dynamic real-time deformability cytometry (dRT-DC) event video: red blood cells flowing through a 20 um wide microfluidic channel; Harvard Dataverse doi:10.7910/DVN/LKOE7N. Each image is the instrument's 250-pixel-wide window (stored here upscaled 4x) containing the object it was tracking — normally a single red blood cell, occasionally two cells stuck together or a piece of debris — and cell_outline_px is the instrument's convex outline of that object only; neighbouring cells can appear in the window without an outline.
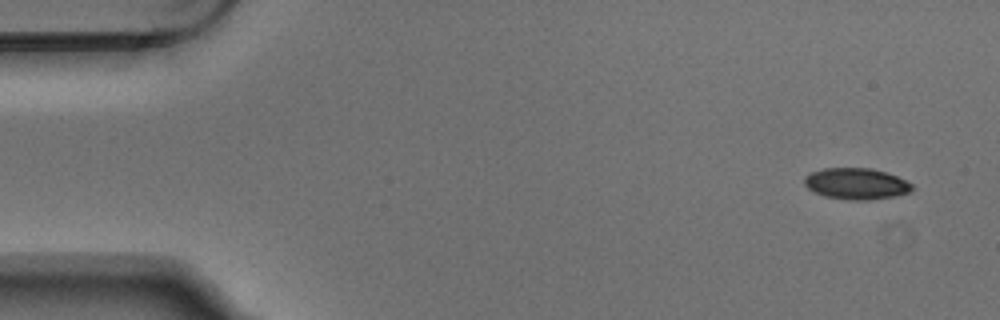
{"species": "Egyptian fruit bat (a non-hibernating species)", "species_latin": "Rousettus aegyptiacus", "temperature_condition": "warm", "stored_images_in_passage": 7, "camera_frame_rate_fps": 3000, "um_per_image_px": 0.085, "animal": {"sex": "male"}, "frame": {"image": 1, "passage_image": 1, "time_ms": 0.0, "image_size_px": [1000, 320], "cell_outline_px": [[912, 188], [908, 192], [896, 196], [868, 200], [848, 200], [824, 196], [808, 188], [804, 184], [804, 176], [812, 172], [824, 168], [872, 168], [896, 176], [912, 184]], "centroid_in_image_um": [72.75, 15.62], "position_along_channel_um": 12.2, "area_um2": 19.48}}
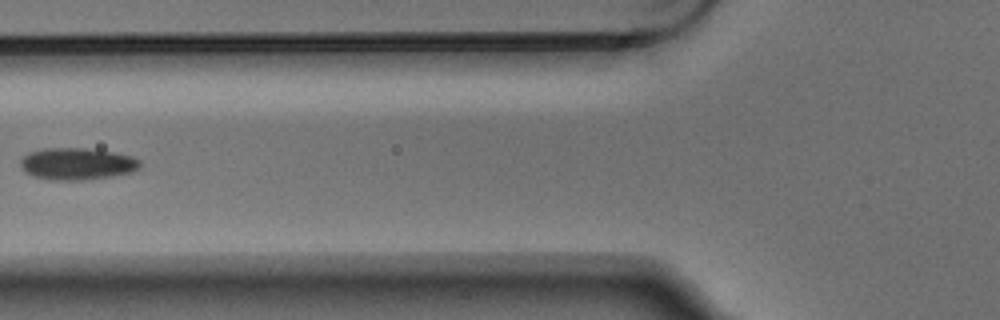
{"frame": {"image": 2, "passage_image": 6, "time_ms": 1.667, "image_size_px": [1000, 320], "cell_outline_px": [[140, 168], [132, 172], [108, 176], [80, 180], [52, 180], [32, 176], [24, 172], [20, 168], [20, 160], [28, 152], [44, 148], [84, 148], [112, 152], [132, 156], [140, 160]], "centroid_in_image_um": [6.5, 13.92], "position_along_channel_um": 119.3, "area_um2": 22.25}}
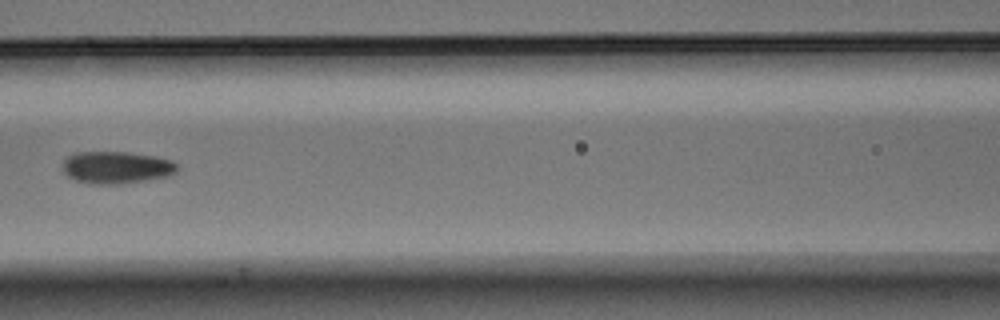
{"frame": {"image": 3, "passage_image": 7, "time_ms": 2.0, "image_size_px": [1000, 320], "cell_outline_px": [[180, 168], [176, 172], [168, 176], [120, 184], [88, 184], [76, 180], [68, 176], [64, 172], [64, 160], [72, 152], [128, 152], [156, 156], [172, 160], [180, 164]], "centroid_in_image_um": [9.94, 14.22], "position_along_channel_um": 156.7, "area_um2": 21.73}}